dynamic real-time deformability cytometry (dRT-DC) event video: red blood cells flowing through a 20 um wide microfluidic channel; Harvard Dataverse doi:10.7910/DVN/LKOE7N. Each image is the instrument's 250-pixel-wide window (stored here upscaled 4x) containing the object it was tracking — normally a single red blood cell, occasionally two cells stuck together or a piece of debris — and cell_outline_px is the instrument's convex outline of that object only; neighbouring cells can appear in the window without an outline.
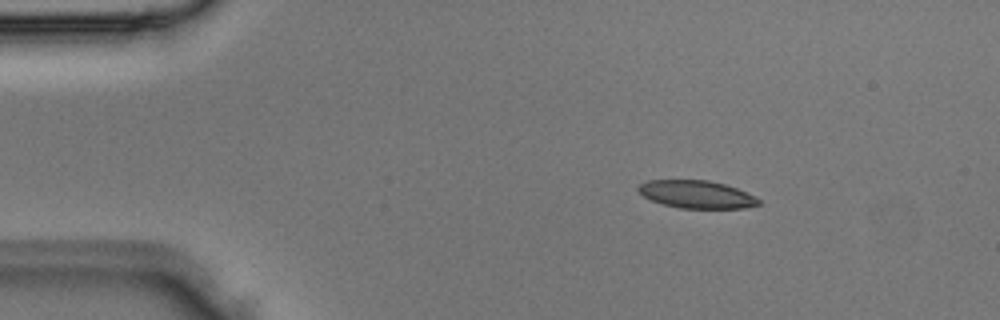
{"species": "Egyptian fruit bat (a non-hibernating species)", "species_latin": "Rousettus aegyptiacus", "temperature_condition": "room temperature", "stored_images_in_passage": 2, "camera_frame_rate_fps": 3000, "um_per_image_px": 0.085, "animal": {"sex": "male"}, "frame": {"image": 1, "passage_image": 1, "time_ms": 0.0, "image_size_px": [1000, 320], "cell_outline_px": [[760, 204], [744, 208], [680, 208], [664, 204], [652, 200], [644, 196], [636, 188], [640, 184], [648, 180], [708, 180], [724, 184], [736, 188], [756, 196], [760, 200]], "centroid_in_image_um": [59.23, 16.52], "position_along_channel_um": 25.8, "area_um2": 19.31}}